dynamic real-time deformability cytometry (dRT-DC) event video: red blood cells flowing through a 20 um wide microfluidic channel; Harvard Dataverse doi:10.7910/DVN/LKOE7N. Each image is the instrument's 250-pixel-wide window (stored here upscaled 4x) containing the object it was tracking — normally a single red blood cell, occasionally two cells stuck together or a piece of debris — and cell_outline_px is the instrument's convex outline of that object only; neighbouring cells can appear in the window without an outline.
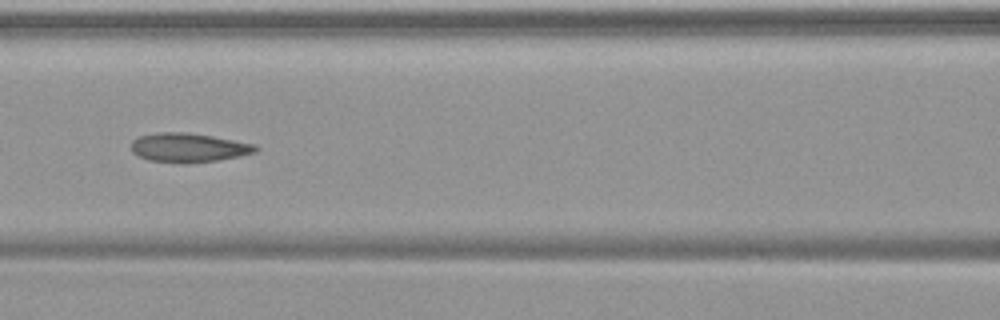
{"species": "common noctule bat (a hibernating species)", "species_latin": "Nyctalus noctula", "temperature_condition": "warm", "stored_images_in_passage": 15, "camera_frame_rate_fps": 3000, "um_per_image_px": 0.085, "animal": {"sex": "female", "body_mass_g": 19.9}, "frame": {"image": 1, "passage_image": 9, "time_ms": 2.667, "image_size_px": [1000, 320], "cell_outline_px": [[260, 148], [256, 152], [216, 160], [148, 160], [136, 156], [132, 152], [132, 140], [140, 136], [156, 132], [184, 132], [212, 136], [256, 144]], "centroid_in_image_um": [16.02, 12.49], "position_along_channel_um": 150.6, "area_um2": 20.17}}